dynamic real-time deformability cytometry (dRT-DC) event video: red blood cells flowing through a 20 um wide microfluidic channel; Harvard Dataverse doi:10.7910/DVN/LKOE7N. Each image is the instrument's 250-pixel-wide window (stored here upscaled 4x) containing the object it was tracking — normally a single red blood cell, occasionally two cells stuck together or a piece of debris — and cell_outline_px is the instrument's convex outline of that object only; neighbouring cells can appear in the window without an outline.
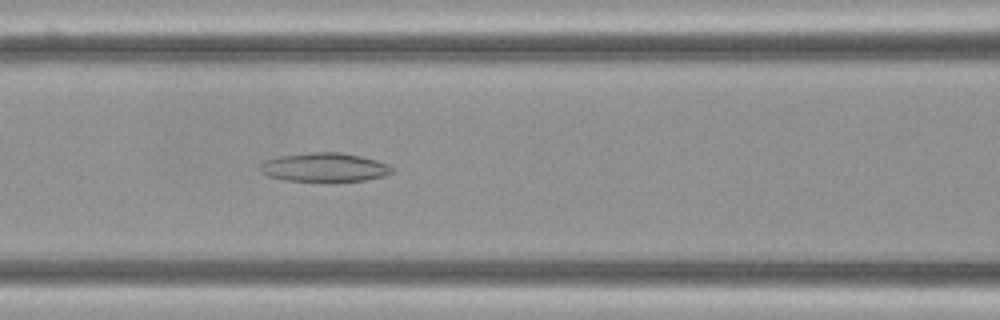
{"species": "Egyptian fruit bat (a non-hibernating species)", "species_latin": "Rousettus aegyptiacus", "temperature_condition": "cold", "stored_images_in_passage": 6, "camera_frame_rate_fps": 3000, "um_per_image_px": 0.085, "frame": {"image": 1, "passage_image": 6, "time_ms": 1.667, "image_size_px": [1000, 320], "cell_outline_px": [[392, 172], [384, 176], [364, 180], [288, 180], [268, 176], [260, 172], [260, 164], [264, 160], [280, 156], [312, 152], [340, 152], [360, 156], [376, 160], [388, 164], [392, 168]], "centroid_in_image_um": [27.56, 14.2], "position_along_channel_um": 139.0, "area_um2": 21.73}}